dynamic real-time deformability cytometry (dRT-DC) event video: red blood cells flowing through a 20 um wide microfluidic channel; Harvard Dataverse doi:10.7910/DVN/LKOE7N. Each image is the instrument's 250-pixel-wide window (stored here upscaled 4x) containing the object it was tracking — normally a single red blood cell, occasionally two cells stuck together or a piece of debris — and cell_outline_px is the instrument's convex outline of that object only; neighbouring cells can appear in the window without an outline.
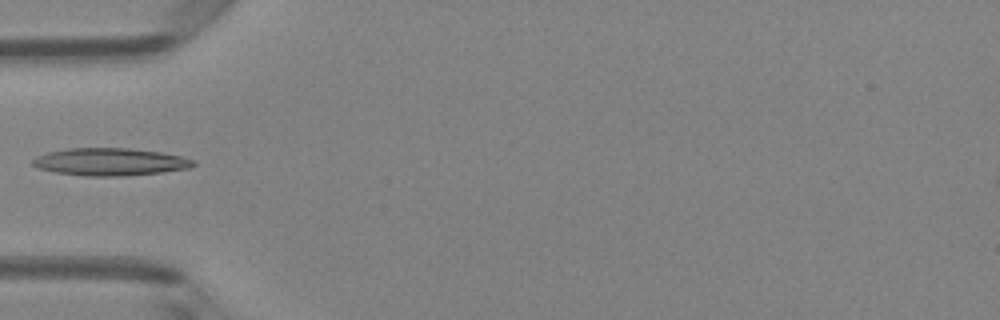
{"species": "Egyptian fruit bat (a non-hibernating species)", "species_latin": "Rousettus aegyptiacus", "temperature_condition": "room temperature", "stored_images_in_passage": 5, "camera_frame_rate_fps": 3000, "um_per_image_px": 0.085, "animal": {"sex": "female"}, "frame": {"image": 1, "passage_image": 5, "time_ms": 1.333, "image_size_px": [1000, 320], "cell_outline_px": [[196, 164], [188, 168], [160, 172], [124, 176], [84, 176], [56, 172], [36, 168], [32, 164], [32, 160], [36, 156], [48, 152], [68, 148], [128, 148], [160, 152], [180, 156], [196, 160]], "centroid_in_image_um": [9.33, 13.75], "position_along_channel_um": 75.7, "area_um2": 25.72}}